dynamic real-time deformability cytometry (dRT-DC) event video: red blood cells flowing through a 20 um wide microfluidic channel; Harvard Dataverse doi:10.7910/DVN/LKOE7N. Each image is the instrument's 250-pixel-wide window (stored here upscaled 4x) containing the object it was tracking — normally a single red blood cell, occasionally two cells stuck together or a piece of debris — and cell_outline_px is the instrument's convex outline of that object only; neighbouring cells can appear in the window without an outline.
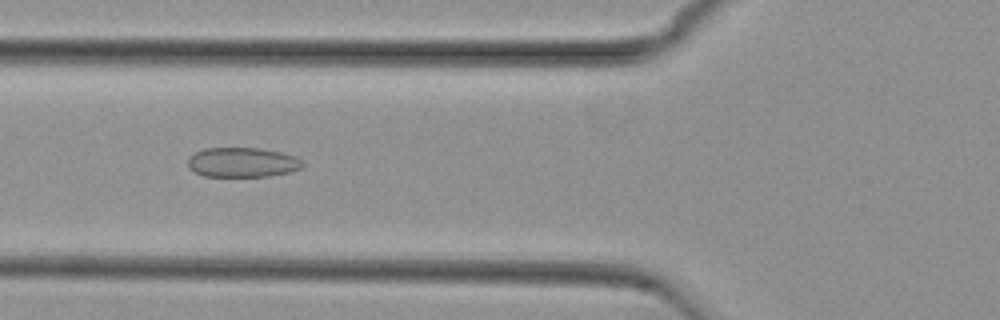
{"species": "common noctule bat (a hibernating species)", "species_latin": "Nyctalus noctula", "temperature_condition": "cold", "stored_images_in_passage": 54, "camera_frame_rate_fps": 3000, "um_per_image_px": 0.085, "animal": {"sex": "female", "body_mass_g": 29.2, "forearm_length_mm": 56.3}, "frame": {"image": 1, "passage_image": 20, "time_ms": 6.333, "image_size_px": [1000, 320], "cell_outline_px": [[304, 168], [288, 172], [268, 176], [204, 176], [188, 168], [188, 156], [204, 148], [260, 148], [280, 152], [296, 156], [304, 160]], "centroid_in_image_um": [20.63, 13.79], "position_along_channel_um": 105.2, "area_um2": 20.0}}
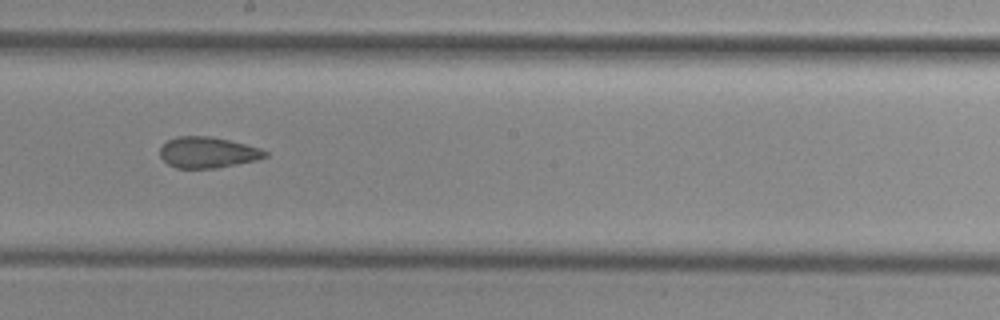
{"frame": {"image": 2, "passage_image": 30, "time_ms": 9.667, "image_size_px": [1000, 320], "cell_outline_px": [[268, 156], [256, 160], [216, 168], [176, 168], [168, 164], [160, 156], [160, 148], [168, 140], [180, 136], [212, 136], [260, 148], [268, 152]], "centroid_in_image_um": [17.65, 12.96], "position_along_channel_um": 230.5, "area_um2": 18.84}}
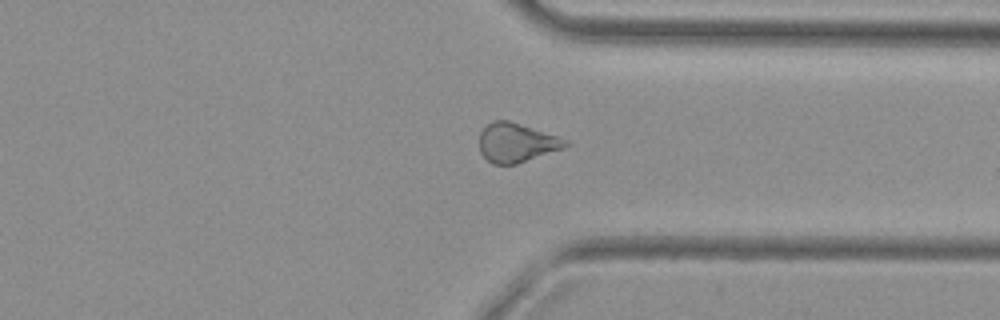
{"frame": {"image": 3, "passage_image": 41, "time_ms": 13.333, "image_size_px": [1000, 320], "cell_outline_px": [[572, 144], [564, 148], [516, 164], [492, 164], [480, 152], [480, 132], [492, 120], [508, 120], [568, 140]], "centroid_in_image_um": [43.9, 12.13], "position_along_channel_um": 367.5, "area_um2": 19.42}, "authors_computed_cell_mechanics": {"area_um2": 20.7502, "velocity_mm_per_s": 3.7524, "shape_relaxation_time_tau1_ms": null, "shape_relaxation_time_tau2_ms": 2.4396, "deformation_change_tau1": null, "deformation_change_tau2": 0.0861}}